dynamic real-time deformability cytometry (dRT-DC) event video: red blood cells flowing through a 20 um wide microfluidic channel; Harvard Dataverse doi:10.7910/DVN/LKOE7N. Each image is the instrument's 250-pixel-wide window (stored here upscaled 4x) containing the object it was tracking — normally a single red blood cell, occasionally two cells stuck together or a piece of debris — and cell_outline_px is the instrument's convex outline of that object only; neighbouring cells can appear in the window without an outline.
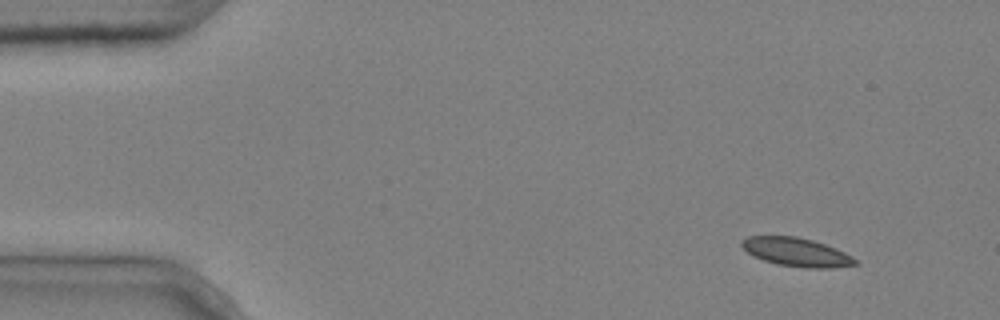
{"species": "common noctule bat (a hibernating species)", "species_latin": "Nyctalus noctula", "temperature_condition": "cold", "stored_images_in_passage": 3, "camera_frame_rate_fps": 3000, "um_per_image_px": 0.085, "animal": {"sex": "male", "body_mass_g": 20.4}, "frame": {"image": 1, "passage_image": 1, "time_ms": 0.0, "image_size_px": [1000, 320], "cell_outline_px": [[860, 264], [832, 268], [804, 268], [776, 264], [752, 256], [740, 244], [740, 240], [748, 236], [796, 236], [812, 240], [824, 244], [844, 252], [852, 256]], "centroid_in_image_um": [67.69, 21.43], "position_along_channel_um": 17.3, "area_um2": 18.96}}
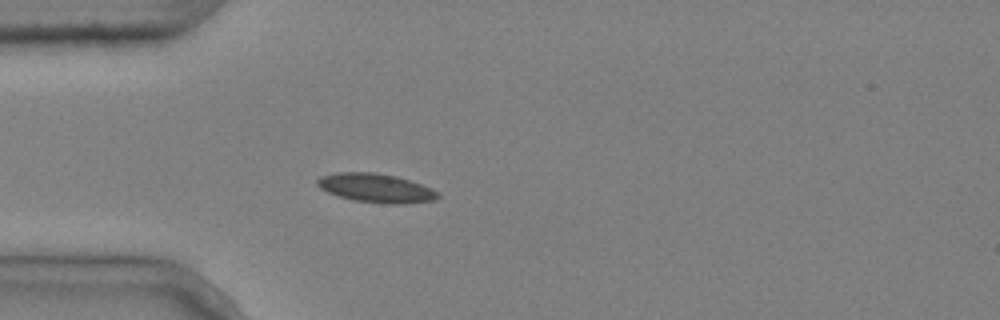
{"frame": {"image": 2, "passage_image": 3, "time_ms": 0.667, "image_size_px": [1000, 320], "cell_outline_px": [[440, 196], [436, 200], [404, 204], [388, 204], [352, 200], [328, 192], [320, 188], [316, 184], [316, 180], [320, 176], [336, 172], [372, 172], [396, 176], [432, 188], [440, 192]], "centroid_in_image_um": [31.97, 15.99], "position_along_channel_um": 53.0, "area_um2": 20.4}}